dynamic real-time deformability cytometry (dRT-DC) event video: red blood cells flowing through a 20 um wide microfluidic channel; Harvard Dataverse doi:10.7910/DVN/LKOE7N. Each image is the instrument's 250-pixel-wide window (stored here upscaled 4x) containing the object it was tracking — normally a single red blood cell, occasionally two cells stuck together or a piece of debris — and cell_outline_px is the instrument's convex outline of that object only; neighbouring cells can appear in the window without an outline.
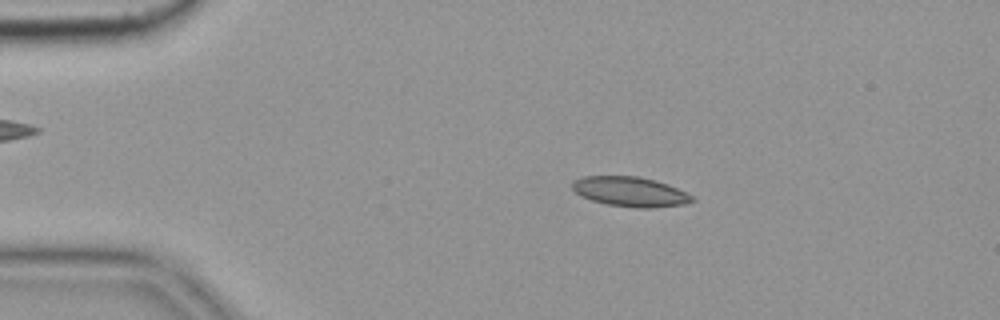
{"species": "common noctule bat (a hibernating species)", "species_latin": "Nyctalus noctula", "temperature_condition": "cold", "stored_images_in_passage": 9, "camera_frame_rate_fps": 3000, "um_per_image_px": 0.085, "animal": {"sex": "female", "body_mass_g": 19.9}, "frame": {"image": 1, "passage_image": 1, "time_ms": 0.0, "image_size_px": [1000, 320], "cell_outline_px": [[696, 200], [684, 204], [652, 208], [636, 208], [608, 204], [592, 200], [580, 196], [572, 188], [572, 180], [584, 176], [640, 176], [656, 180], [668, 184], [692, 196]], "centroid_in_image_um": [53.55, 16.29], "position_along_channel_um": 31.5, "area_um2": 20.81}}